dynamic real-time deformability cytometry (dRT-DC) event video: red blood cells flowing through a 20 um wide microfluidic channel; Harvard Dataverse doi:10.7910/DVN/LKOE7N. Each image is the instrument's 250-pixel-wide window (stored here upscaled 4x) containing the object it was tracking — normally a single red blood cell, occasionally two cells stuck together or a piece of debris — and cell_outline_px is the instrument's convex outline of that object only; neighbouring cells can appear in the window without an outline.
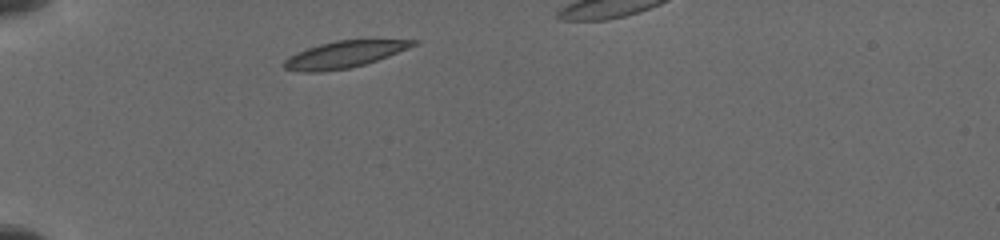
{"species": "common noctule bat (a hibernating species)", "species_latin": "Nyctalus noctula", "temperature_condition": "cold", "stored_images_in_passage": 9, "segment_of_instrument_passage": [1, 2], "camera_frame_rate_fps": 3000, "um_per_image_px": 0.085, "animal": {"sex": "female", "body_mass_g": 19.5, "forearm_length_mm": 54.1}, "frame": {"image": 1, "passage_image": 1, "time_ms": 0.0, "image_size_px": [1000, 240], "cell_outline_px": [[420, 44], [388, 56], [364, 64], [348, 68], [320, 72], [300, 72], [284, 68], [280, 64], [288, 56], [296, 52], [320, 44], [336, 40], [420, 40]], "centroid_in_image_um": [29.23, 4.63], "position_along_channel_um": 55.8, "area_um2": 20.11}}
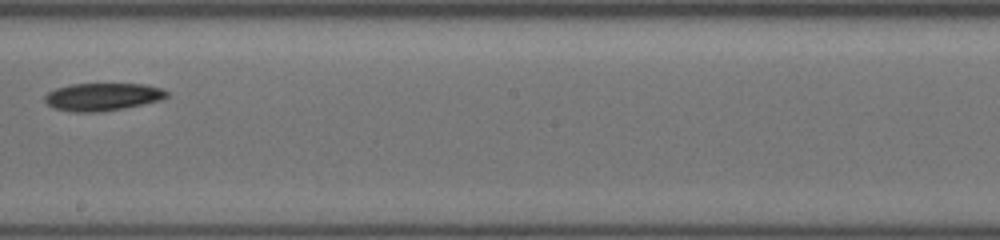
{"frame": {"image": 2, "passage_image": 6, "time_ms": 5.333, "image_size_px": [1000, 240], "cell_outline_px": [[168, 96], [160, 100], [124, 108], [100, 112], [76, 112], [56, 108], [48, 104], [44, 100], [44, 96], [48, 92], [56, 88], [72, 84], [148, 84], [164, 88], [168, 92]], "centroid_in_image_um": [8.76, 8.22], "position_along_channel_um": 239.4, "area_um2": 19.65}}
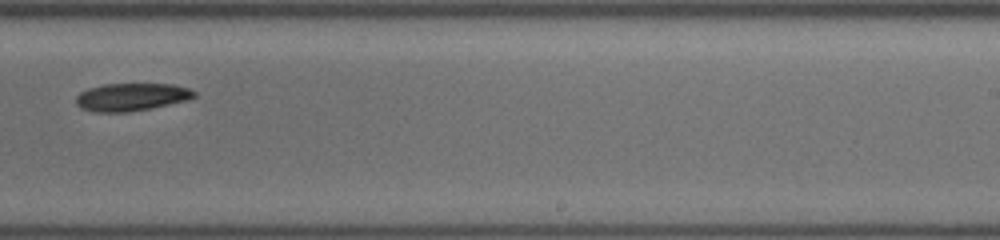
{"frame": {"image": 3, "passage_image": 7, "time_ms": 6.333, "image_size_px": [1000, 240], "cell_outline_px": [[196, 96], [188, 100], [148, 108], [124, 112], [96, 112], [80, 108], [76, 104], [76, 96], [80, 92], [88, 88], [104, 84], [172, 84], [188, 88], [196, 92]], "centroid_in_image_um": [11.15, 8.23], "position_along_channel_um": 277.9, "area_um2": 18.96}}